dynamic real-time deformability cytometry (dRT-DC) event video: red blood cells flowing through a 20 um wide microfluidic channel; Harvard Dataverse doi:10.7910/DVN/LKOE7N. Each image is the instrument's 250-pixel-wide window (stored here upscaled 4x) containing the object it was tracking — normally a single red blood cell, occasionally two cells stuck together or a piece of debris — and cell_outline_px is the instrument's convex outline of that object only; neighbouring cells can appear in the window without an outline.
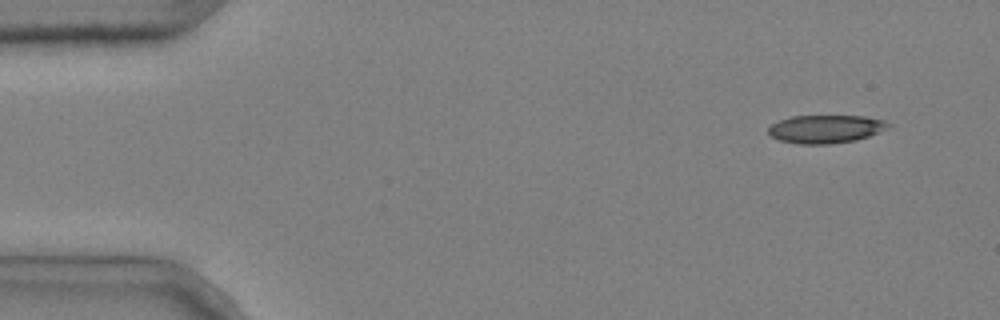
{"species": "common noctule bat (a hibernating species)", "species_latin": "Nyctalus noctula", "temperature_condition": "cold", "stored_images_in_passage": 3, "camera_frame_rate_fps": 3000, "um_per_image_px": 0.085, "animal": {"sex": "male", "body_mass_g": 20.4}, "frame": {"image": 1, "passage_image": 3, "time_ms": 0.667, "image_size_px": [1000, 320], "cell_outline_px": [[892, 128], [856, 140], [828, 144], [800, 144], [780, 140], [772, 136], [768, 132], [768, 128], [772, 124], [780, 120], [792, 116], [864, 116], [884, 120], [892, 124]], "centroid_in_image_um": [70.24, 10.96], "position_along_channel_um": 14.8, "area_um2": 19.71}}